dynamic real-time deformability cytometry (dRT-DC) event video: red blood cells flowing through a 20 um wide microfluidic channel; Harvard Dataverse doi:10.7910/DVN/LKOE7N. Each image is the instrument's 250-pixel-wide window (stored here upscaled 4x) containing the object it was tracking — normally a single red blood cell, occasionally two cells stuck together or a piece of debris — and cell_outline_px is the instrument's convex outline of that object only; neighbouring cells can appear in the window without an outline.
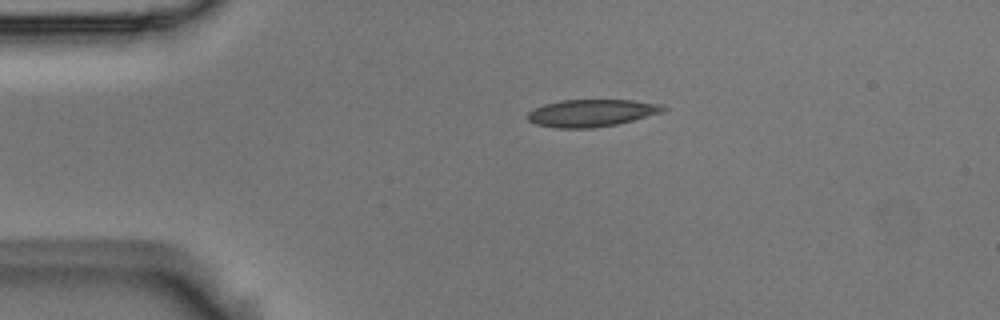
{"species": "Egyptian fruit bat (a non-hibernating species)", "species_latin": "Rousettus aegyptiacus", "temperature_condition": "room temperature", "stored_images_in_passage": 2, "camera_frame_rate_fps": 3000, "um_per_image_px": 0.085, "animal": {"sex": "male"}, "frame": {"image": 1, "passage_image": 1, "time_ms": 0.0, "image_size_px": [1000, 320], "cell_outline_px": [[668, 108], [664, 112], [616, 124], [592, 128], [556, 128], [536, 124], [528, 120], [528, 112], [544, 104], [564, 100], [632, 100], [660, 104]], "centroid_in_image_um": [50.3, 9.6], "position_along_channel_um": 34.7, "area_um2": 21.39}}